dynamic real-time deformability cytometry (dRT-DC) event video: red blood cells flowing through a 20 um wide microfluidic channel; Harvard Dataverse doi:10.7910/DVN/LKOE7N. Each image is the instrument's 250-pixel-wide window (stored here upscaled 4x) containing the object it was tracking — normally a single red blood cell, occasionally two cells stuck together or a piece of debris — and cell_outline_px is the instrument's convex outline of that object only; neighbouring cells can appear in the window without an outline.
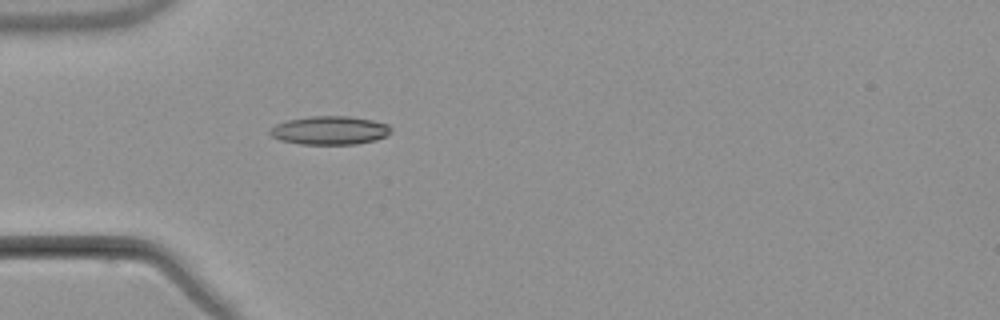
{"species": "common noctule bat (a hibernating species)", "species_latin": "Nyctalus noctula", "temperature_condition": "warm", "stored_images_in_passage": 5, "camera_frame_rate_fps": 3000, "um_per_image_px": 0.085, "animal": {"sex": "male", "body_mass_g": 21.5, "forearm_length_mm": 52.0}, "frame": {"image": 1, "passage_image": 5, "time_ms": 4.667, "image_size_px": [1000, 320], "cell_outline_px": [[392, 132], [376, 140], [356, 144], [300, 144], [280, 140], [272, 136], [268, 132], [276, 124], [288, 120], [312, 116], [348, 116], [372, 120], [388, 124], [392, 128]], "centroid_in_image_um": [28.05, 11.08], "position_along_channel_um": 57.0, "area_um2": 20.06}}